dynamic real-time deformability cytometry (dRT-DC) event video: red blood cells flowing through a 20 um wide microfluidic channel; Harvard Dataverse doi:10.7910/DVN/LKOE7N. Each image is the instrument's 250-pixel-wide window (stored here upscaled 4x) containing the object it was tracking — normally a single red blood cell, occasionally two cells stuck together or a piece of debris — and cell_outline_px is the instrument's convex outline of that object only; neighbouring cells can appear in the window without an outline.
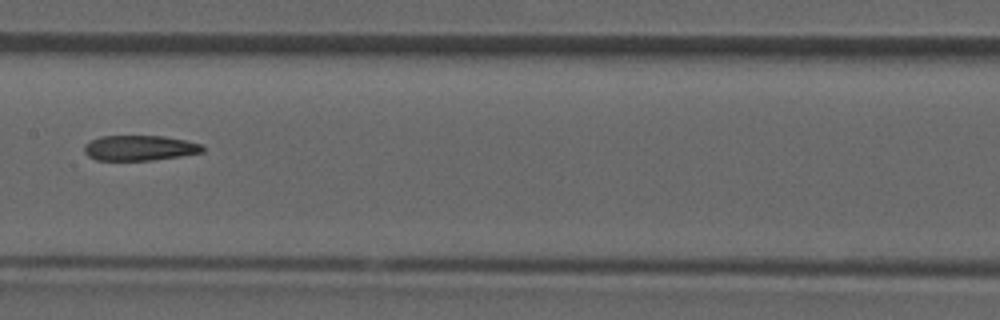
{"species": "common noctule bat (a hibernating species)", "species_latin": "Nyctalus noctula", "temperature_condition": "room temperature", "stored_images_in_passage": 26, "camera_frame_rate_fps": 3000, "um_per_image_px": 0.085, "animal": {"sex": "male", "forearm_length_mm": 52.5}, "frame": {"image": 1, "passage_image": 8, "time_ms": 2.333, "image_size_px": [1000, 320], "cell_outline_px": [[204, 152], [180, 156], [152, 160], [96, 160], [88, 156], [84, 152], [84, 144], [100, 136], [164, 136], [204, 144]], "centroid_in_image_um": [11.88, 12.57], "position_along_channel_um": 195.5, "area_um2": 17.46}}
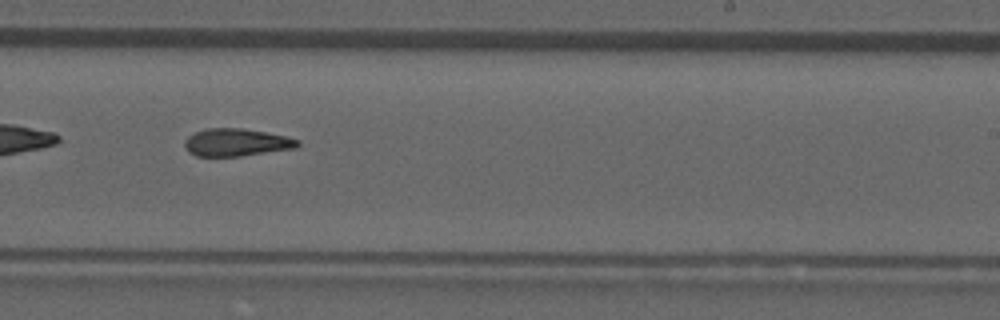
{"frame": {"image": 2, "passage_image": 12, "time_ms": 3.667, "image_size_px": [1000, 320], "cell_outline_px": [[300, 144], [296, 148], [240, 156], [196, 156], [188, 152], [184, 148], [184, 140], [188, 136], [196, 132], [208, 128], [244, 128], [284, 136], [300, 140]], "centroid_in_image_um": [20.06, 12.11], "position_along_channel_um": 268.9, "area_um2": 18.15}}